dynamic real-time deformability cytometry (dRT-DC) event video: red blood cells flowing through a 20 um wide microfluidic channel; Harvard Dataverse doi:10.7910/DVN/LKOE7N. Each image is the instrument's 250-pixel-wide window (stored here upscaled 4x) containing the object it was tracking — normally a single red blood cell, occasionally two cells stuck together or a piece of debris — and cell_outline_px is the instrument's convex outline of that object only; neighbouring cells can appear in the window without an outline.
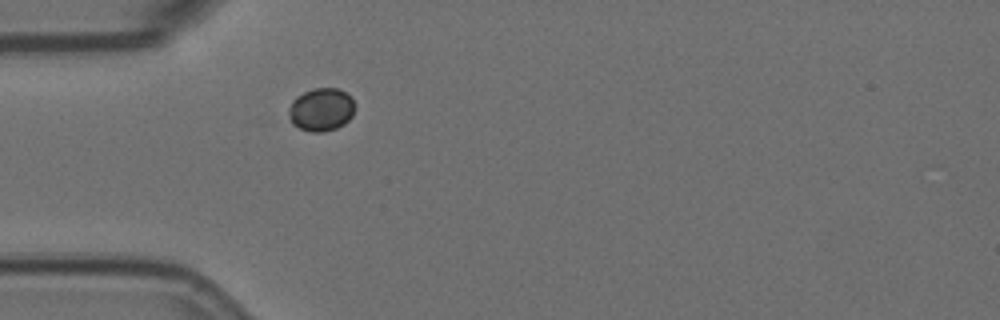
{"species": "Egyptian fruit bat (a non-hibernating species)", "species_latin": "Rousettus aegyptiacus", "temperature_condition": "room temperature", "stored_images_in_passage": 1, "camera_frame_rate_fps": 3000, "um_per_image_px": 0.085, "animal": {"sex": "female"}, "frame": {"image": 1, "passage_image": 1, "time_ms": 0.0, "image_size_px": [1000, 320], "cell_outline_px": [[356, 108], [352, 116], [344, 124], [336, 128], [320, 132], [312, 132], [300, 128], [292, 124], [288, 116], [288, 108], [292, 100], [296, 96], [312, 88], [340, 88], [352, 96], [356, 104]], "centroid_in_image_um": [27.32, 9.29], "position_along_channel_um": 57.7, "area_um2": 16.99}}